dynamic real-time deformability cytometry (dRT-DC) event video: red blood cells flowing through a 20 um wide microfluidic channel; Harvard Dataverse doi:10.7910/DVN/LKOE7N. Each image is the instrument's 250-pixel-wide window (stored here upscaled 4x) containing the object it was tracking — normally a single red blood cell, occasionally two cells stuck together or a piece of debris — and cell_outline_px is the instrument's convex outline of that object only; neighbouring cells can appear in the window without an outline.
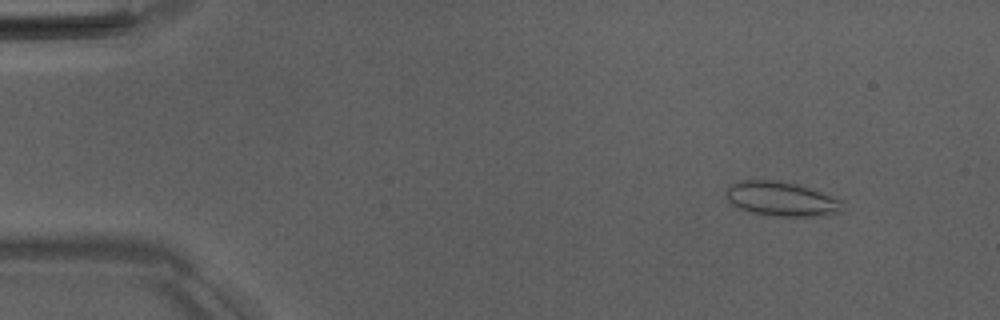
{"species": "Egyptian fruit bat (a non-hibernating species)", "species_latin": "Rousettus aegyptiacus", "temperature_condition": "room temperature", "stored_images_in_passage": 16, "camera_frame_rate_fps": 3000, "um_per_image_px": 0.085, "animal": {"sex": "male"}, "frame": {"image": 1, "passage_image": 6, "time_ms": 1.667, "image_size_px": [1000, 320], "cell_outline_px": [[844, 200], [840, 212], [816, 216], [764, 216], [748, 212], [732, 204], [728, 200], [724, 192], [732, 184], [740, 180], [776, 180], [796, 184]], "centroid_in_image_um": [66.38, 16.92], "position_along_channel_um": 18.6, "area_um2": 23.41}}